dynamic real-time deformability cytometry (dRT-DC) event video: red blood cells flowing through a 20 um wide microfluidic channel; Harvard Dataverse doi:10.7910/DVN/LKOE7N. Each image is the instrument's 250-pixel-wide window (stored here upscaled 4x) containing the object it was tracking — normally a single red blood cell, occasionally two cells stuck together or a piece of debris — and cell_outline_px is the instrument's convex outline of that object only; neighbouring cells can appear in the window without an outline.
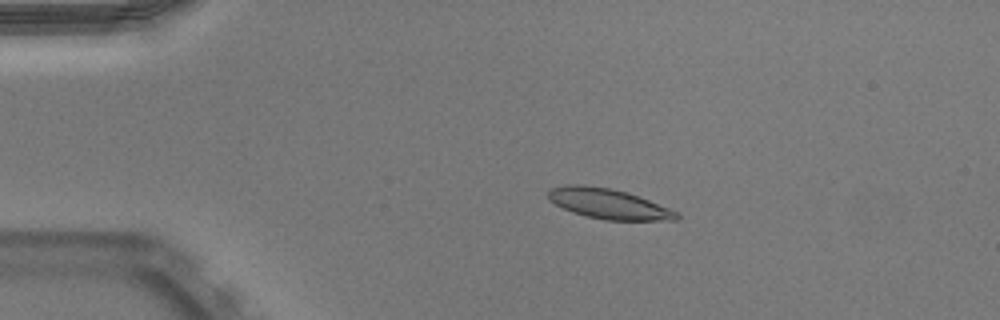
{"species": "Egyptian fruit bat (a non-hibernating species)", "species_latin": "Rousettus aegyptiacus", "temperature_condition": "warm", "stored_images_in_passage": 52, "camera_frame_rate_fps": 3000, "um_per_image_px": 0.085, "animal": {"sex": "male"}, "frame": {"image": 1, "passage_image": 11, "time_ms": 3.333, "image_size_px": [1000, 320], "cell_outline_px": [[680, 216], [676, 220], [604, 220], [572, 212], [548, 200], [548, 192], [552, 188], [568, 184], [584, 184], [612, 188], [628, 192], [668, 208], [676, 212]], "centroid_in_image_um": [51.69, 17.31], "position_along_channel_um": 33.3, "area_um2": 22.43}}
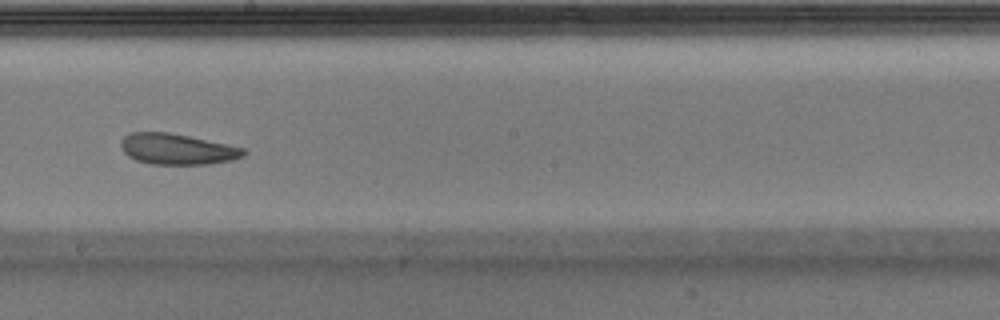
{"frame": {"image": 2, "passage_image": 30, "time_ms": 9.667, "image_size_px": [1000, 320], "cell_outline_px": [[248, 152], [244, 156], [232, 160], [212, 164], [152, 164], [136, 160], [128, 156], [124, 152], [120, 144], [120, 140], [124, 136], [132, 132], [168, 132], [188, 136], [244, 148]], "centroid_in_image_um": [15.06, 12.68], "position_along_channel_um": 233.1, "area_um2": 22.02}}
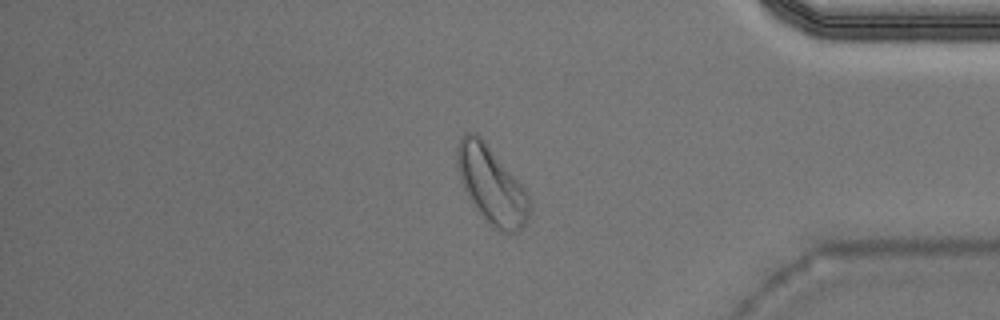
{"frame": {"image": 3, "passage_image": 44, "time_ms": 14.333, "image_size_px": [1000, 320], "cell_outline_px": [[532, 204], [528, 220], [516, 232], [500, 232], [492, 228], [488, 224], [472, 204], [460, 180], [456, 168], [456, 148], [460, 136], [464, 132], [476, 132], [484, 140], [524, 188]], "centroid_in_image_um": [41.75, 15.73], "position_along_channel_um": 393.5, "area_um2": 32.77}, "authors_computed_cell_mechanics": {"area_um2": 22.4553, "velocity_mm_per_s": 3.9349, "shape_relaxation_time_tau1_ms": null, "shape_relaxation_time_tau2_ms": 3.2767, "deformation_change_tau1": null, "deformation_change_tau2": 0.0931}}